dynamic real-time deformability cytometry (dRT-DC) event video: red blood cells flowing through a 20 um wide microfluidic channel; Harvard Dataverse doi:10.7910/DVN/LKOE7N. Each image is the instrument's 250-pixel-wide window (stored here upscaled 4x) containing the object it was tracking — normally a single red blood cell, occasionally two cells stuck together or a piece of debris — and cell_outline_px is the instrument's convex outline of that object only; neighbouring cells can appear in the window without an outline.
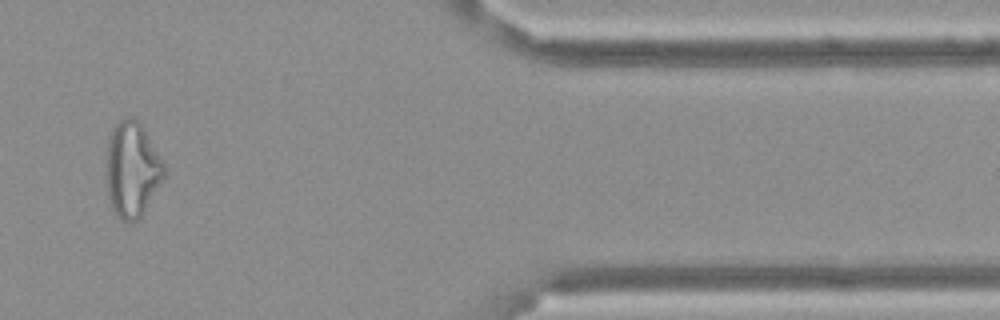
{"species": "Egyptian fruit bat (a non-hibernating species)", "species_latin": "Rousettus aegyptiacus", "temperature_condition": "cold", "stored_images_in_passage": 12, "camera_frame_rate_fps": 3000, "um_per_image_px": 0.085, "frame": {"image": 1, "passage_image": 10, "time_ms": 3.0, "image_size_px": [1000, 320], "cell_outline_px": [[164, 176], [140, 216], [136, 220], [128, 224], [120, 220], [116, 216], [112, 208], [108, 196], [108, 140], [112, 128], [124, 116], [132, 116], [140, 124], [148, 136], [164, 164]], "centroid_in_image_um": [11.21, 14.41], "position_along_channel_um": 400.2, "area_um2": 31.27}}